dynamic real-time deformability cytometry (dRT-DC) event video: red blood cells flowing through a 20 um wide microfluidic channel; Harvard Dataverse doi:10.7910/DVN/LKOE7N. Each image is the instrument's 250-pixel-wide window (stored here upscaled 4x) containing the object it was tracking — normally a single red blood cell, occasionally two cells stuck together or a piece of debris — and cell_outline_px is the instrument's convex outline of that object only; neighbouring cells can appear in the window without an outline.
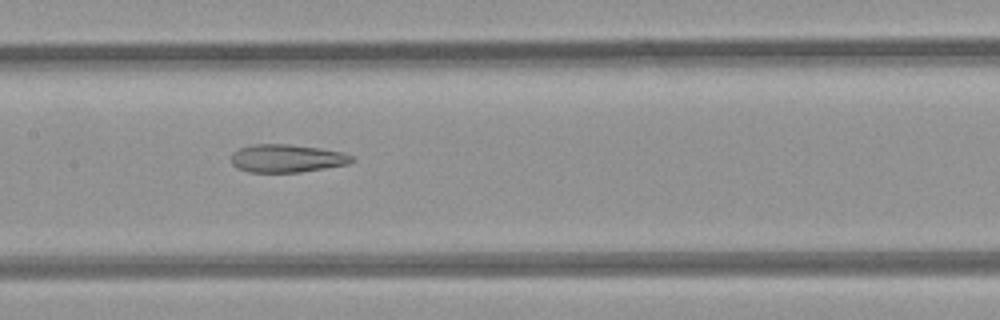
{"species": "common noctule bat (a hibernating species)", "species_latin": "Nyctalus noctula", "temperature_condition": "room temperature", "stored_images_in_passage": 40, "camera_frame_rate_fps": 3000, "um_per_image_px": 0.085, "animal": {"sex": "female", "body_mass_g": 21.9}, "frame": {"image": 1, "passage_image": 17, "time_ms": 5.333, "image_size_px": [1000, 320], "cell_outline_px": [[356, 160], [348, 164], [300, 172], [248, 172], [236, 168], [232, 164], [232, 152], [240, 148], [252, 144], [288, 144], [320, 148], [340, 152], [352, 156]], "centroid_in_image_um": [24.36, 13.46], "position_along_channel_um": 183.0, "area_um2": 19.65}}
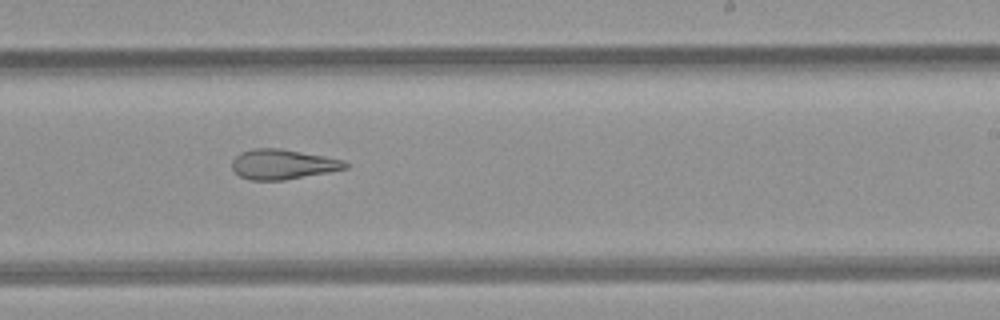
{"frame": {"image": 2, "passage_image": 23, "time_ms": 7.333, "image_size_px": [1000, 320], "cell_outline_px": [[348, 168], [284, 180], [248, 180], [240, 176], [232, 168], [232, 160], [240, 152], [252, 148], [284, 148], [344, 160], [348, 164]], "centroid_in_image_um": [24.01, 13.95], "position_along_channel_um": 265.0, "area_um2": 19.83}}
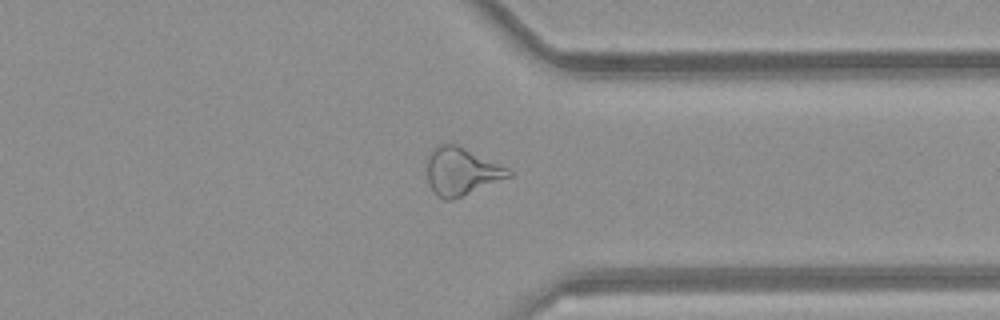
{"frame": {"image": 3, "passage_image": 31, "time_ms": 10.0, "image_size_px": [1000, 320], "cell_outline_px": [[512, 176], [452, 200], [444, 200], [436, 196], [432, 192], [428, 180], [428, 160], [432, 152], [440, 144], [456, 144], [508, 168], [512, 172]], "centroid_in_image_um": [39.23, 14.6], "position_along_channel_um": 372.2, "area_um2": 22.25}, "authors_computed_cell_mechanics": {"area_um2": 22.1952, "velocity_mm_per_s": 4.1174, "shape_relaxation_time_tau1_ms": null, "shape_relaxation_time_tau2_ms": 3.6292, "deformation_change_tau1": null, "deformation_change_tau2": 0.1481}}